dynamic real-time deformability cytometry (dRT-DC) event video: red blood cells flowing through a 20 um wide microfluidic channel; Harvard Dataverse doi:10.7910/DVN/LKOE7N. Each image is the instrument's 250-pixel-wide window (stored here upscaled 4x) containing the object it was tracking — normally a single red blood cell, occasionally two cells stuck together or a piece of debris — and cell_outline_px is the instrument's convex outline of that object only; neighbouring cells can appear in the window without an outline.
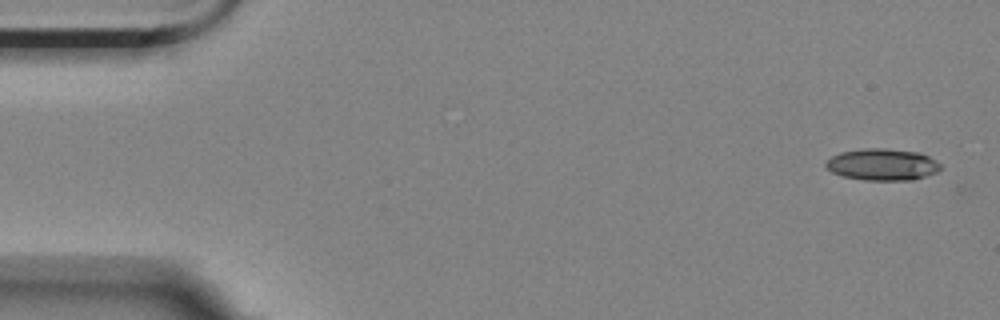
{"species": "Egyptian fruit bat (a non-hibernating species)", "species_latin": "Rousettus aegyptiacus", "temperature_condition": "room temperature", "stored_images_in_passage": 4, "camera_frame_rate_fps": 3000, "um_per_image_px": 0.085, "animal": {"sex": "female"}, "frame": {"image": 1, "passage_image": 1, "time_ms": 0.0, "image_size_px": [1000, 320], "cell_outline_px": [[940, 168], [936, 172], [912, 180], [864, 180], [844, 176], [832, 172], [824, 168], [824, 164], [832, 156], [840, 152], [864, 148], [884, 148], [920, 152], [928, 156], [940, 164]], "centroid_in_image_um": [74.96, 13.98], "position_along_channel_um": 10.0, "area_um2": 21.15}}